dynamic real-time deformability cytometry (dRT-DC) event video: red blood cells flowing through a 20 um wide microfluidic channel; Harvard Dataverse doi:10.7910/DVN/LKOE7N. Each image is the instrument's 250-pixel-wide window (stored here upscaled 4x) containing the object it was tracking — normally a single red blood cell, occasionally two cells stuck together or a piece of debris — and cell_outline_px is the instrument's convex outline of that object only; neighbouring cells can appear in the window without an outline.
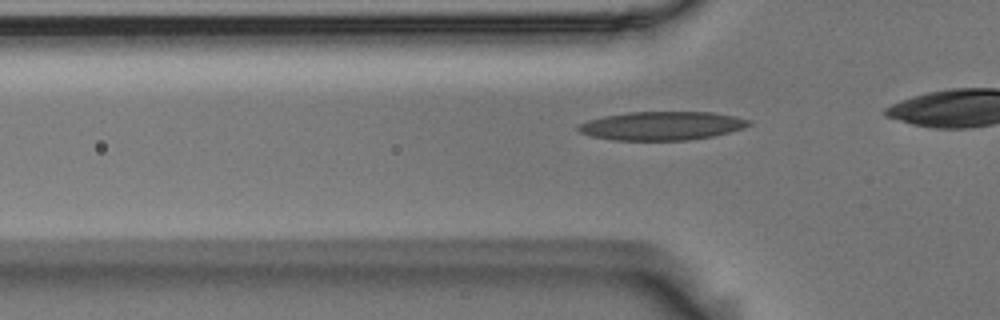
{"species": "Egyptian fruit bat (a non-hibernating species)", "species_latin": "Rousettus aegyptiacus", "temperature_condition": "room temperature", "stored_images_in_passage": 35, "camera_frame_rate_fps": 3000, "um_per_image_px": 0.085, "animal": {"sex": "male"}, "frame": {"image": 1, "passage_image": 13, "time_ms": 4.0, "image_size_px": [1000, 320], "cell_outline_px": [[752, 124], [744, 128], [712, 136], [688, 140], [612, 140], [592, 136], [580, 132], [576, 128], [576, 124], [588, 120], [604, 116], [628, 112], [712, 112], [736, 116], [752, 120]], "centroid_in_image_um": [56.26, 10.69], "position_along_channel_um": 69.5, "area_um2": 28.55}}
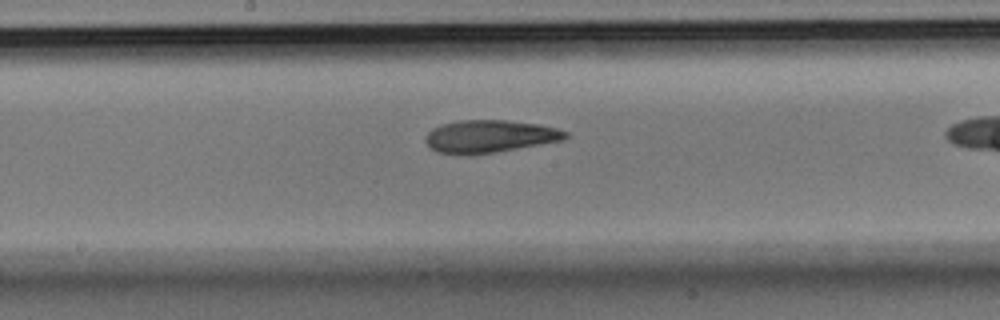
{"frame": {"image": 2, "passage_image": 24, "time_ms": 7.667, "image_size_px": [1000, 320], "cell_outline_px": [[568, 136], [564, 140], [496, 152], [472, 156], [468, 156], [436, 152], [424, 140], [424, 136], [432, 128], [440, 124], [460, 120], [508, 120], [536, 124], [556, 128], [568, 132]], "centroid_in_image_um": [41.58, 11.6], "position_along_channel_um": 206.6, "area_um2": 26.88}}
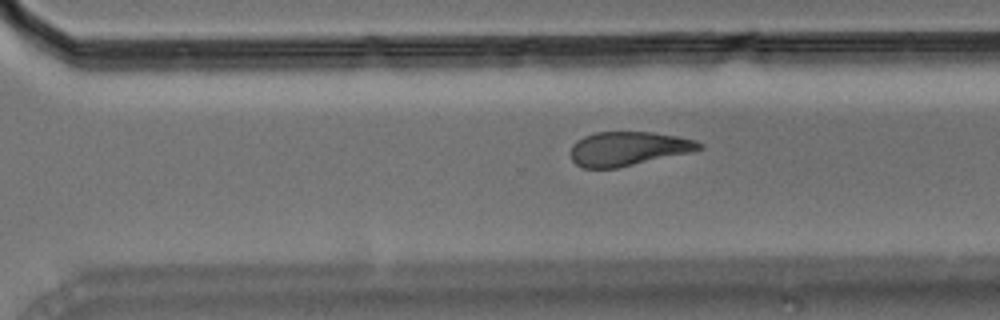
{"frame": {"image": 3, "passage_image": 33, "time_ms": 10.667, "image_size_px": [1000, 320], "cell_outline_px": [[704, 148], [688, 152], [616, 168], [584, 168], [576, 164], [572, 160], [572, 144], [576, 140], [584, 136], [596, 132], [652, 132], [676, 136], [696, 140], [704, 144]], "centroid_in_image_um": [53.38, 12.62], "position_along_channel_um": 317.2, "area_um2": 25.2}}